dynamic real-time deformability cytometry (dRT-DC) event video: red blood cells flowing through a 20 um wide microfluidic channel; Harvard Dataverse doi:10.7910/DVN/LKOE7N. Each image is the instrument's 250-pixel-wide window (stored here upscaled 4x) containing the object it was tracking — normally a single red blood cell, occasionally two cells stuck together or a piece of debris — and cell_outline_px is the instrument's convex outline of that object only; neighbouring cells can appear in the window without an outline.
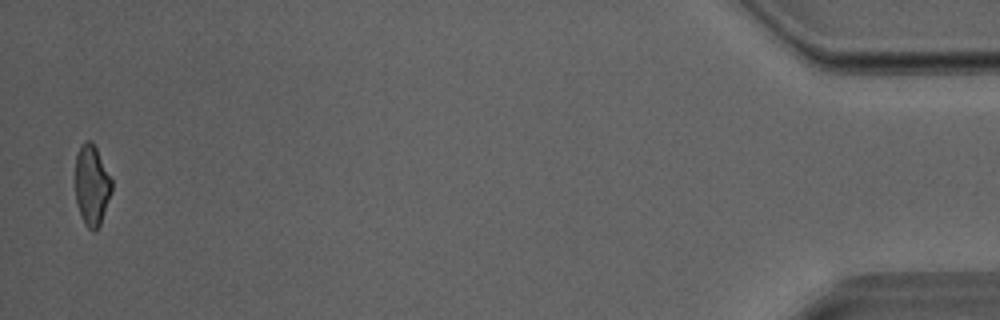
{"species": "Egyptian fruit bat (a non-hibernating species)", "species_latin": "Rousettus aegyptiacus", "temperature_condition": "room temperature", "stored_images_in_passage": 37, "camera_frame_rate_fps": 3000, "um_per_image_px": 0.085, "animal": {"sex": "male"}, "frame": {"image": 1, "passage_image": 37, "time_ms": 12.0, "image_size_px": [1000, 320], "cell_outline_px": [[112, 192], [100, 224], [96, 232], [92, 232], [84, 224], [76, 204], [76, 156], [80, 144], [88, 140], [92, 140], [112, 180]], "centroid_in_image_um": [7.8, 15.77], "position_along_channel_um": 427.4, "area_um2": 17.17}}